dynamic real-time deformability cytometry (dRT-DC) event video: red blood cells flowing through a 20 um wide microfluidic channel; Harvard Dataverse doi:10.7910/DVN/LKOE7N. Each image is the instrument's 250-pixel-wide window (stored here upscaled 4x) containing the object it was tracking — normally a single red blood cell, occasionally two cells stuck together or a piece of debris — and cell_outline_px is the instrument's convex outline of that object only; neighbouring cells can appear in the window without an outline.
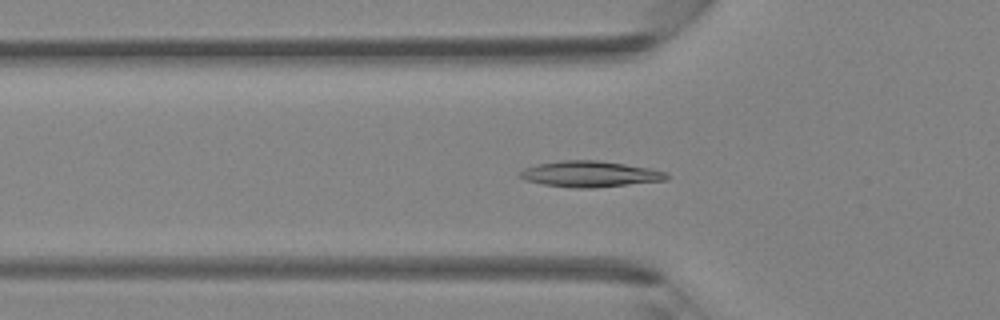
{"species": "Egyptian fruit bat (a non-hibernating species)", "species_latin": "Rousettus aegyptiacus", "temperature_condition": "room temperature", "stored_images_in_passage": 42, "camera_frame_rate_fps": 3000, "um_per_image_px": 0.085, "animal": {"sex": "female"}, "frame": {"image": 1, "passage_image": 14, "time_ms": 4.333, "image_size_px": [1000, 320], "cell_outline_px": [[668, 180], [592, 188], [572, 188], [544, 184], [524, 180], [516, 176], [524, 168], [536, 164], [560, 160], [600, 160], [648, 168], [668, 172]], "centroid_in_image_um": [50.11, 14.79], "position_along_channel_um": 75.7, "area_um2": 22.31}}
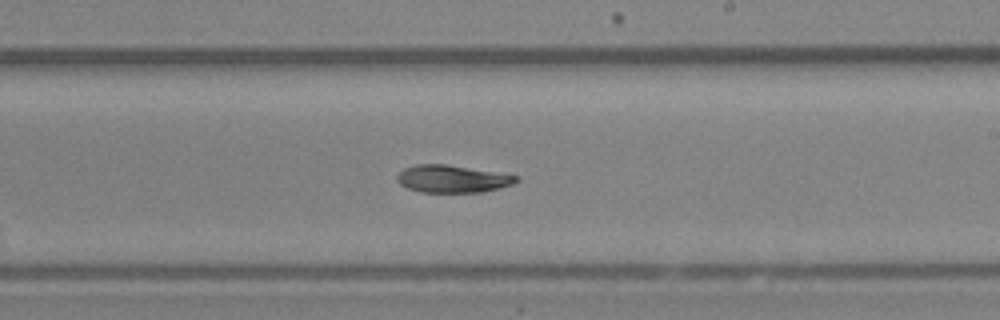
{"frame": {"image": 2, "passage_image": 25, "time_ms": 8.0, "image_size_px": [1000, 320], "cell_outline_px": [[520, 180], [512, 184], [480, 192], [420, 192], [408, 188], [400, 184], [396, 180], [396, 176], [404, 168], [416, 164], [444, 164], [520, 176]], "centroid_in_image_um": [38.41, 15.2], "position_along_channel_um": 250.6, "area_um2": 18.84}}
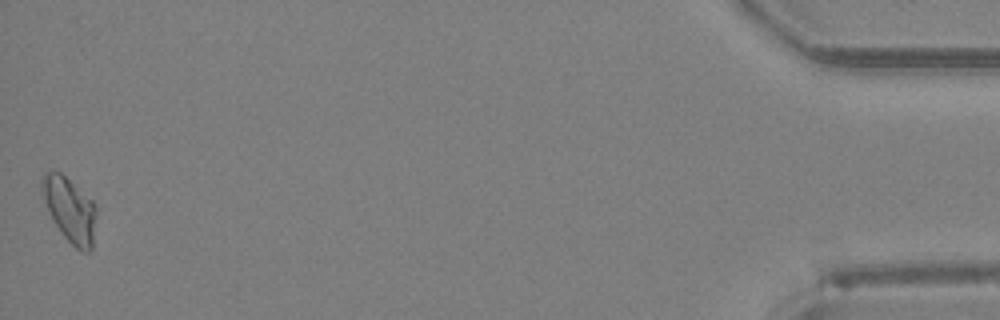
{"frame": {"image": 3, "passage_image": 42, "time_ms": 13.667, "image_size_px": [1000, 320], "cell_outline_px": [[96, 212], [92, 248], [88, 252], [80, 252], [64, 236], [52, 220], [44, 200], [40, 188], [40, 180], [44, 172], [60, 172], [92, 200], [96, 208]], "centroid_in_image_um": [5.91, 17.83], "position_along_channel_um": 429.3, "area_um2": 20.29}}